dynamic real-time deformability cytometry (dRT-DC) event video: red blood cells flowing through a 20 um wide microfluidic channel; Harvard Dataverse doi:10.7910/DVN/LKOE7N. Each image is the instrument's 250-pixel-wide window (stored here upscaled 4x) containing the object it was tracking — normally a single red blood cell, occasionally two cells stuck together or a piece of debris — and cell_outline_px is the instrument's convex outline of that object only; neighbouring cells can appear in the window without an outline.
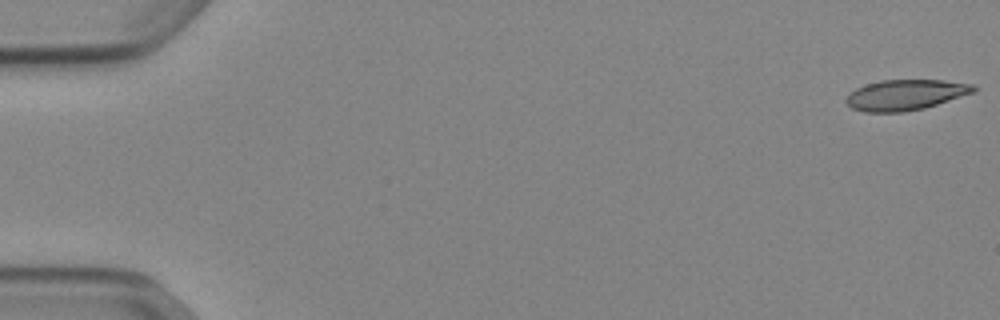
{"species": "Egyptian fruit bat (a non-hibernating species)", "species_latin": "Rousettus aegyptiacus", "temperature_condition": "cold", "stored_images_in_passage": 52, "camera_frame_rate_fps": 3000, "um_per_image_px": 0.085, "animal": {"sex": "female"}, "frame": {"image": 1, "passage_image": 1, "time_ms": 0.0, "image_size_px": [1000, 320], "cell_outline_px": [[976, 92], [924, 108], [904, 112], [864, 112], [852, 108], [844, 100], [856, 88], [880, 80], [944, 80], [972, 84], [976, 88]], "centroid_in_image_um": [76.99, 8.06], "position_along_channel_um": 8.0, "area_um2": 22.6}}
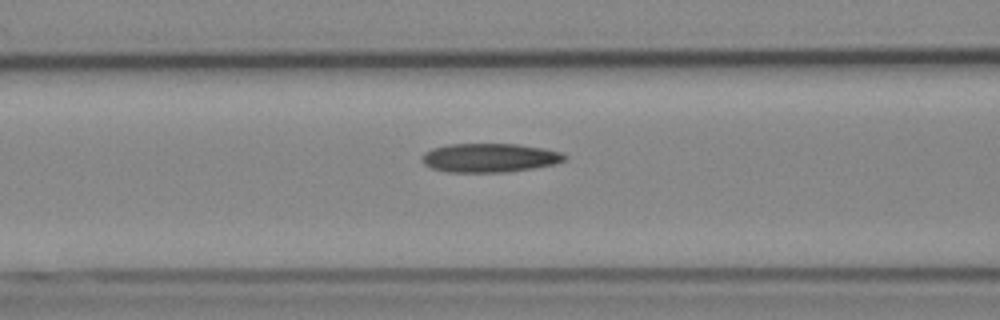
{"frame": {"image": 2, "passage_image": 22, "time_ms": 7.0, "image_size_px": [1000, 320], "cell_outline_px": [[568, 160], [556, 164], [508, 172], [444, 172], [432, 168], [424, 164], [420, 156], [424, 152], [432, 148], [448, 144], [516, 144], [544, 148], [560, 152], [568, 156]], "centroid_in_image_um": [41.62, 13.41], "position_along_channel_um": 125.0, "area_um2": 24.28}}
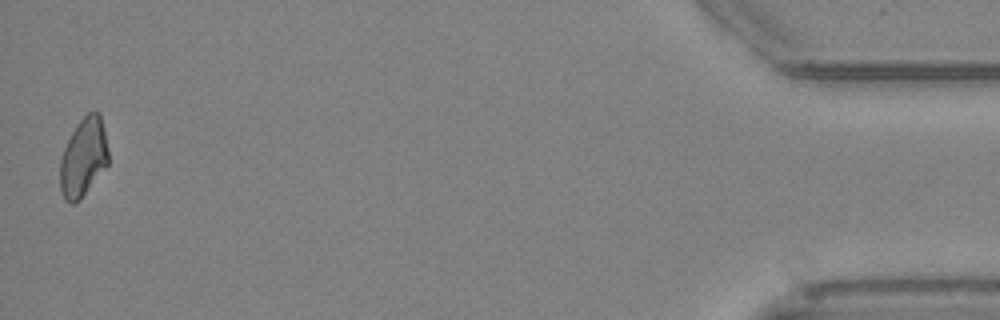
{"frame": {"image": 3, "passage_image": 52, "time_ms": 17.0, "image_size_px": [1000, 320], "cell_outline_px": [[108, 164], [80, 200], [76, 204], [68, 204], [64, 200], [60, 188], [60, 160], [64, 148], [76, 124], [88, 112], [100, 112], [108, 148]], "centroid_in_image_um": [7.08, 13.41], "position_along_channel_um": 428.1, "area_um2": 22.2}, "authors_computed_cell_mechanics": {"area_um2": 23.3512, "velocity_mm_per_s": 3.893, "shape_relaxation_time_tau1_ms": 10.7379, "shape_relaxation_time_tau2_ms": 11.0027, "deformation_change_tau1": 0.2254, "deformation_change_tau2": 0.2159}}